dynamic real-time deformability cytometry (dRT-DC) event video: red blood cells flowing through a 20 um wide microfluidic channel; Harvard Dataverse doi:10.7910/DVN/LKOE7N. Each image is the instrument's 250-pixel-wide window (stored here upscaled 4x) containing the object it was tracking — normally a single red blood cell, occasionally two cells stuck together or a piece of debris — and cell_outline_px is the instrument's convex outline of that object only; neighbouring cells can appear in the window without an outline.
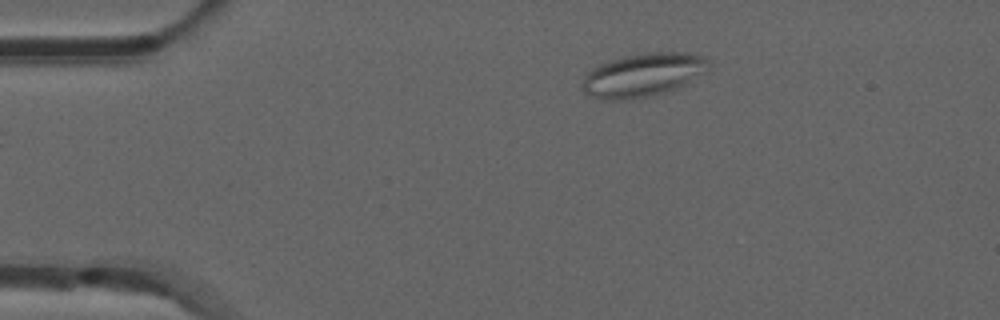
{"species": "common noctule bat (a hibernating species)", "species_latin": "Nyctalus noctula", "temperature_condition": "room temperature", "stored_images_in_passage": 44, "camera_frame_rate_fps": 3000, "um_per_image_px": 0.085, "animal": {"sex": "male", "forearm_length_mm": 52.5}, "frame": {"image": 1, "passage_image": 1, "time_ms": 0.0, "image_size_px": [1000, 320], "cell_outline_px": [[712, 64], [708, 68], [684, 84], [676, 88], [664, 92], [648, 96], [628, 100], [608, 100], [592, 96], [584, 92], [580, 88], [580, 84], [584, 76], [592, 68], [608, 60], [624, 56], [648, 52], [688, 52], [704, 56], [712, 60]], "centroid_in_image_um": [54.63, 6.35], "position_along_channel_um": 30.4, "area_um2": 32.14}}
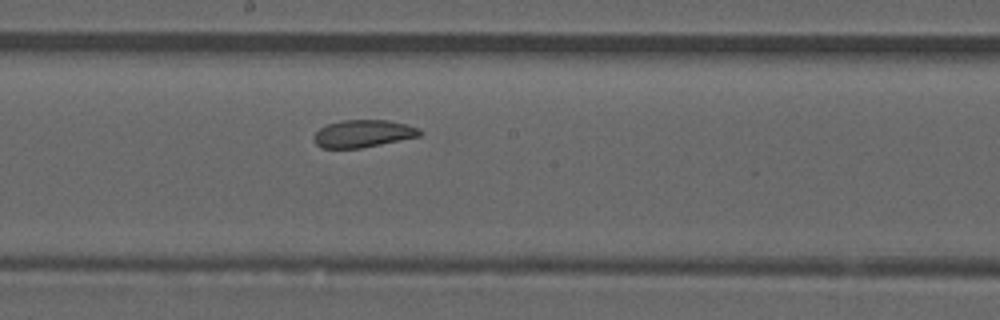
{"frame": {"image": 2, "passage_image": 20, "time_ms": 6.333, "image_size_px": [1000, 320], "cell_outline_px": [[424, 132], [420, 136], [360, 148], [320, 148], [316, 144], [312, 136], [320, 128], [328, 124], [344, 120], [388, 120], [404, 124], [416, 128]], "centroid_in_image_um": [30.83, 11.36], "position_along_channel_um": 217.4, "area_um2": 16.76}}
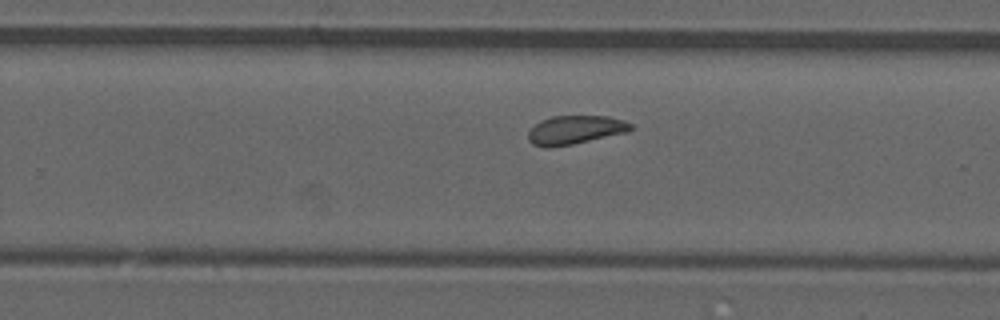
{"frame": {"image": 3, "passage_image": 25, "time_ms": 8.0, "image_size_px": [1000, 320], "cell_outline_px": [[632, 128], [628, 132], [572, 144], [548, 148], [544, 148], [532, 144], [528, 140], [528, 132], [540, 120], [552, 116], [608, 116], [624, 120], [632, 124]], "centroid_in_image_um": [48.87, 11.04], "position_along_channel_um": 280.9, "area_um2": 17.17}, "authors_computed_cell_mechanics": {"area_um2": 17.918, "velocity_mm_per_s": 3.8209, "shape_relaxation_time_tau1_ms": null, "shape_relaxation_time_tau2_ms": 3.0999, "deformation_change_tau1": null, "deformation_change_tau2": 0.0919}}